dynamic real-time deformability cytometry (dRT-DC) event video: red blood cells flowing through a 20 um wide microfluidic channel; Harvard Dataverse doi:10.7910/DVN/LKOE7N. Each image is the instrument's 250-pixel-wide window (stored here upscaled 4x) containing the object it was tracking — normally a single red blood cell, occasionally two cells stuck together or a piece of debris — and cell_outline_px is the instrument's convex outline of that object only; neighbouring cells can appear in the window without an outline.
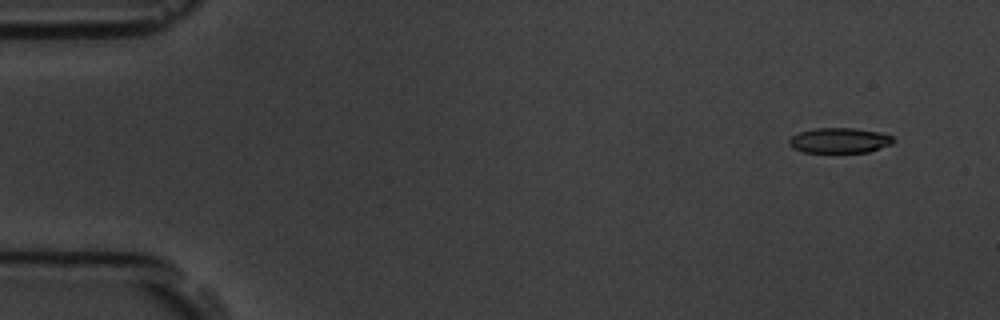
{"species": "common noctule bat (a hibernating species)", "species_latin": "Nyctalus noctula", "temperature_condition": "room temperature", "stored_images_in_passage": 5, "camera_frame_rate_fps": 3000, "um_per_image_px": 0.085, "animal": {"sex": "male", "body_mass_g": 19.5, "forearm_length_mm": 54.6}, "frame": {"image": 1, "passage_image": 1, "time_ms": 0.0, "image_size_px": [1000, 320], "cell_outline_px": [[896, 140], [892, 144], [868, 152], [804, 152], [792, 148], [788, 144], [788, 140], [792, 136], [800, 132], [816, 128], [852, 128], [880, 132], [892, 136]], "centroid_in_image_um": [71.36, 11.94], "position_along_channel_um": 13.6, "area_um2": 15.32}}
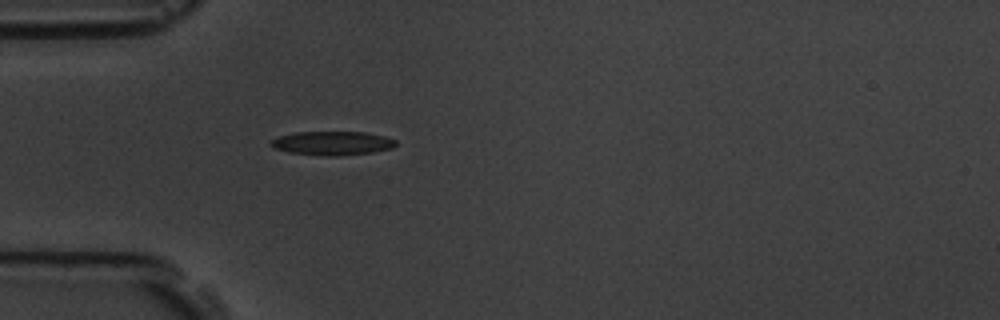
{"frame": {"image": 2, "passage_image": 5, "time_ms": 4.333, "image_size_px": [1000, 320], "cell_outline_px": [[396, 144], [392, 148], [372, 152], [336, 156], [288, 152], [272, 148], [268, 144], [272, 140], [280, 136], [296, 132], [364, 132], [384, 136], [396, 140]], "centroid_in_image_um": [28.23, 12.16], "position_along_channel_um": 56.8, "area_um2": 17.17}}